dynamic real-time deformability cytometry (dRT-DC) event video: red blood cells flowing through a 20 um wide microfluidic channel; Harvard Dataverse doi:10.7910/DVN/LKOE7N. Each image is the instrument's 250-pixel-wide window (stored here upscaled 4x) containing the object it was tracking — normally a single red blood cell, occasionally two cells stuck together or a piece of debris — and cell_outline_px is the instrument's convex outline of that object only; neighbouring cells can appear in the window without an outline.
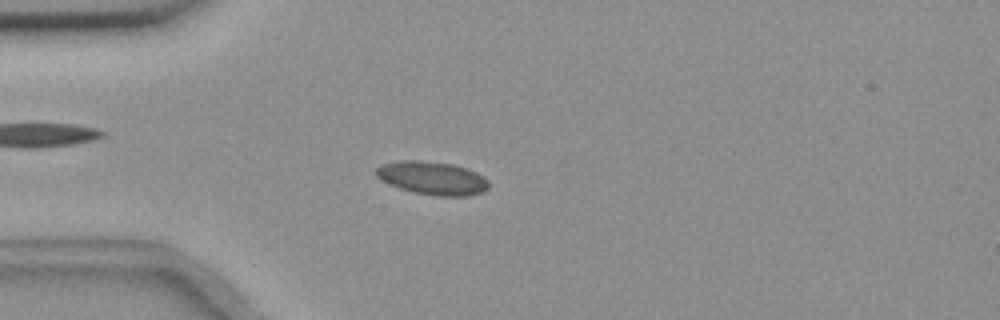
{"species": "common noctule bat (a hibernating species)", "species_latin": "Nyctalus noctula", "temperature_condition": "room temperature", "stored_images_in_passage": 56, "camera_frame_rate_fps": 3000, "um_per_image_px": 0.085, "animal": {"sex": "female", "body_mass_g": 18.4}, "frame": {"image": 1, "passage_image": 15, "time_ms": 4.667, "image_size_px": [1000, 320], "cell_outline_px": [[488, 188], [480, 192], [468, 196], [436, 196], [416, 192], [400, 188], [380, 180], [372, 172], [380, 164], [404, 160], [420, 160], [452, 164], [468, 168], [484, 176], [488, 180]], "centroid_in_image_um": [36.72, 15.12], "position_along_channel_um": 48.3, "area_um2": 21.91}}
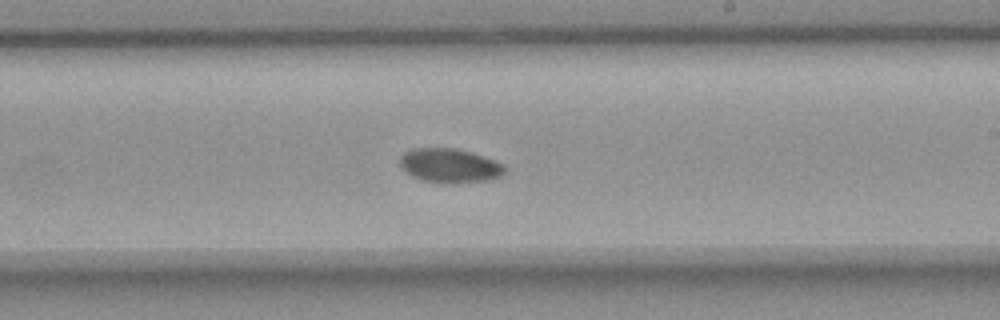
{"frame": {"image": 2, "passage_image": 33, "time_ms": 10.667, "image_size_px": [1000, 320], "cell_outline_px": [[504, 172], [500, 176], [488, 180], [452, 184], [444, 184], [424, 180], [412, 176], [404, 172], [400, 164], [400, 156], [404, 152], [412, 148], [456, 148], [504, 164]], "centroid_in_image_um": [38.17, 14.09], "position_along_channel_um": 250.8, "area_um2": 20.81}}
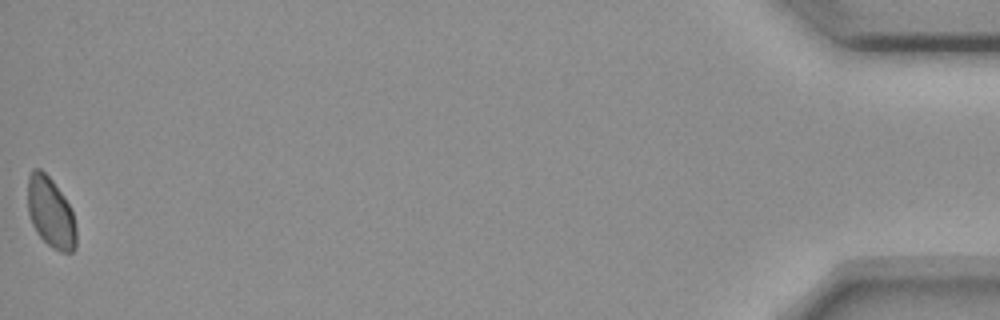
{"frame": {"image": 3, "passage_image": 56, "time_ms": 18.333, "image_size_px": [1000, 320], "cell_outline_px": [[76, 248], [72, 252], [60, 252], [52, 248], [36, 232], [32, 224], [28, 212], [28, 176], [32, 168], [40, 168], [52, 180], [68, 204], [72, 212], [76, 228]], "centroid_in_image_um": [4.3, 18.08], "position_along_channel_um": 430.9, "area_um2": 19.83}, "authors_computed_cell_mechanics": {"area_um2": 20.4323, "velocity_mm_per_s": 3.6222, "shape_relaxation_time_tau1_ms": 8.8989, "shape_relaxation_time_tau2_ms": 4.1623, "deformation_change_tau1": 0.141, "deformation_change_tau2": 0.0315}}